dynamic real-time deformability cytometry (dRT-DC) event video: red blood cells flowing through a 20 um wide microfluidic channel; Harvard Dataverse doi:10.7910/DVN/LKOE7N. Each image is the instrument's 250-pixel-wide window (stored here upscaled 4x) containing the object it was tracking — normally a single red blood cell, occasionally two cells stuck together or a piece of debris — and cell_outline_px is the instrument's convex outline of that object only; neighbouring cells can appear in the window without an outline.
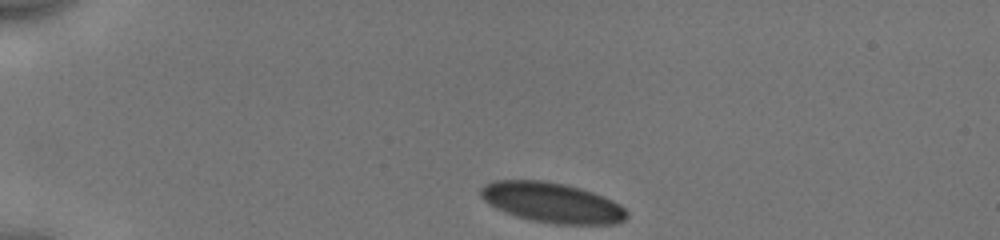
{"species": "human", "species_latin": "Homo sapiens", "temperature_condition": "cold", "stored_images_in_passage": 9, "camera_frame_rate_fps": 3000, "um_per_image_px": 0.085, "donor": {"sex": "male"}, "frame": {"image": 1, "passage_image": 1, "time_ms": 0.0, "image_size_px": [1000, 240], "cell_outline_px": [[628, 216], [624, 220], [616, 224], [556, 224], [532, 220], [516, 216], [496, 208], [488, 204], [480, 196], [480, 188], [484, 184], [496, 180], [540, 180], [564, 184], [580, 188], [604, 196], [620, 204], [628, 212]], "centroid_in_image_um": [46.92, 17.22], "position_along_channel_um": 38.1, "area_um2": 34.16}}
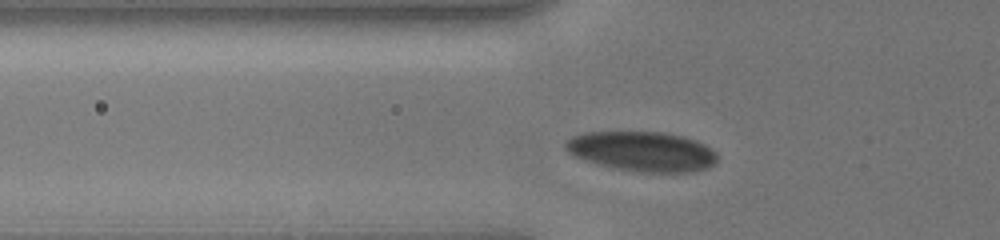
{"frame": {"image": 2, "passage_image": 8, "time_ms": 2.333, "image_size_px": [1000, 240], "cell_outline_px": [[716, 160], [708, 168], [692, 172], [640, 172], [612, 168], [584, 160], [572, 156], [564, 148], [564, 140], [572, 136], [584, 132], [664, 132], [684, 136], [696, 140], [704, 144], [716, 152]], "centroid_in_image_um": [54.54, 12.86], "position_along_channel_um": 71.3, "area_um2": 35.55}}